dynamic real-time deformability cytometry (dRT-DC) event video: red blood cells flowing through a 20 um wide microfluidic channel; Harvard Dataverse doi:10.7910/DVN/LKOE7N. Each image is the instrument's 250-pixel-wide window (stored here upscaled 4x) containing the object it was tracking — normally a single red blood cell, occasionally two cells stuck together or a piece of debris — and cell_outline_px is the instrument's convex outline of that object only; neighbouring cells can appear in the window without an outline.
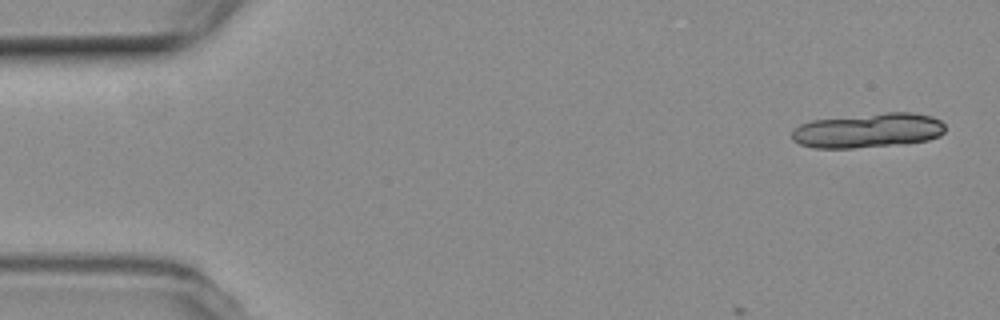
{"species": "common noctule bat (a hibernating species)", "species_latin": "Nyctalus noctula", "temperature_condition": "room temperature", "stored_images_in_passage": 3, "camera_frame_rate_fps": 3000, "um_per_image_px": 0.085, "animal": {"sex": "female", "body_mass_g": 19.3, "forearm_length_mm": 54.1}, "frame": {"image": 1, "passage_image": 1, "time_ms": 0.0, "image_size_px": [1000, 320], "cell_outline_px": [[944, 132], [940, 136], [928, 140], [908, 144], [852, 148], [816, 148], [800, 144], [792, 140], [792, 128], [800, 124], [812, 120], [888, 112], [912, 112], [932, 116], [940, 120], [944, 124]], "centroid_in_image_um": [73.8, 11.09], "position_along_channel_um": 11.2, "area_um2": 31.21}}